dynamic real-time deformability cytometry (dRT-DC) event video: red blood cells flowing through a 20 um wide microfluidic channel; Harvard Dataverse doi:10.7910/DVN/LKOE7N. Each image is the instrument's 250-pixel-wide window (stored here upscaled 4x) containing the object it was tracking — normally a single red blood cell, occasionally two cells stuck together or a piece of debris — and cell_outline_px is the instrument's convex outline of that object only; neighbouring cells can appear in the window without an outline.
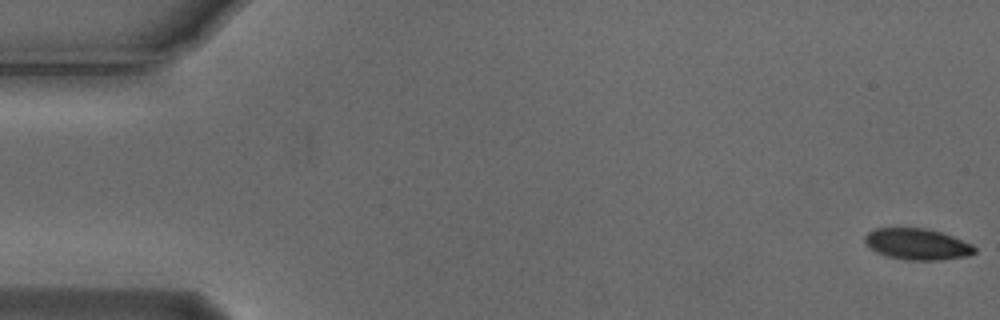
{"species": "Egyptian fruit bat (a non-hibernating species)", "species_latin": "Rousettus aegyptiacus", "temperature_condition": "cold", "stored_images_in_passage": 5, "camera_frame_rate_fps": 3000, "um_per_image_px": 0.085, "animal": {"sex": "male"}, "frame": {"image": 1, "passage_image": 1, "time_ms": 0.0, "image_size_px": [1000, 320], "cell_outline_px": [[976, 252], [968, 256], [940, 260], [908, 260], [884, 256], [876, 252], [864, 240], [864, 236], [868, 232], [876, 228], [928, 228], [952, 236], [972, 244], [976, 248]], "centroid_in_image_um": [77.98, 20.75], "position_along_channel_um": 7.0, "area_um2": 20.0}}
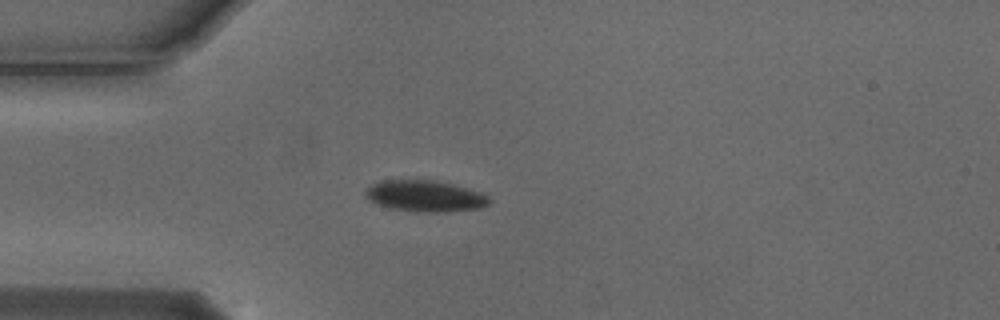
{"frame": {"image": 2, "passage_image": 5, "time_ms": 1.333, "image_size_px": [1000, 320], "cell_outline_px": [[492, 200], [488, 204], [480, 208], [444, 212], [416, 212], [392, 208], [368, 200], [364, 196], [364, 192], [368, 188], [384, 180], [432, 180], [452, 184], [484, 192]], "centroid_in_image_um": [36.19, 16.67], "position_along_channel_um": 48.8, "area_um2": 22.48}}